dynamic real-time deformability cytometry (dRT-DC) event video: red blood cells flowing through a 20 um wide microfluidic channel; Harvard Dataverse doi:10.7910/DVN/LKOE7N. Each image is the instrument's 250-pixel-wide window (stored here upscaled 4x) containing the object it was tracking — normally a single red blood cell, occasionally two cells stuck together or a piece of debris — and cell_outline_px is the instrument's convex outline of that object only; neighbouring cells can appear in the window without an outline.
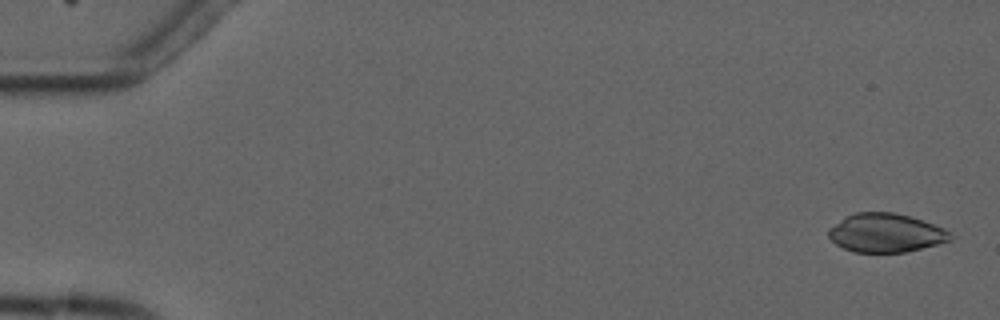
{"species": "common noctule bat (a hibernating species)", "species_latin": "Nyctalus noctula", "temperature_condition": "cold", "stored_images_in_passage": 3, "camera_frame_rate_fps": 3000, "um_per_image_px": 0.085, "animal": {"sex": "male", "forearm_length_mm": 52.5}, "frame": {"image": 1, "passage_image": 1, "time_ms": 0.0, "image_size_px": [1000, 320], "cell_outline_px": [[952, 240], [904, 252], [852, 252], [836, 244], [828, 236], [828, 228], [844, 216], [856, 212], [892, 212], [924, 220], [944, 228], [952, 236]], "centroid_in_image_um": [75.25, 19.78], "position_along_channel_um": 9.7, "area_um2": 27.46}}